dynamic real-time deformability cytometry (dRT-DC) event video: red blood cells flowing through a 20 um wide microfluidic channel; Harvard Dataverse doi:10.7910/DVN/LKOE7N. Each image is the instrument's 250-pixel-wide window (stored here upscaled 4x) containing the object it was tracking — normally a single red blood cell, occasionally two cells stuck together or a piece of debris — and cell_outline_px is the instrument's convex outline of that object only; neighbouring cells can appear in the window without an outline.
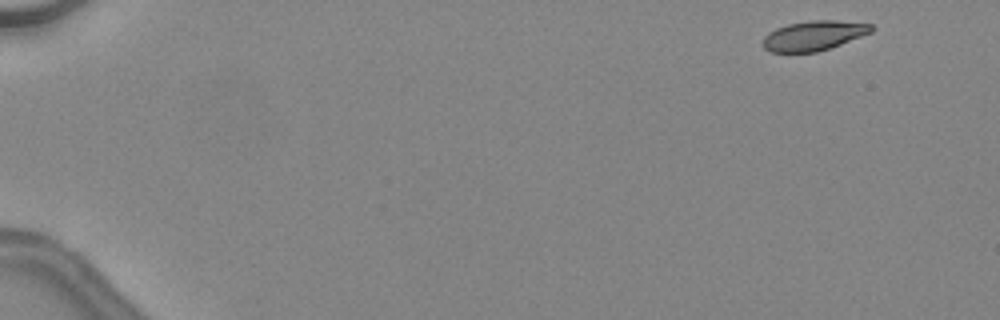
{"species": "common noctule bat (a hibernating species)", "species_latin": "Nyctalus noctula", "temperature_condition": "warm", "stored_images_in_passage": 45, "camera_frame_rate_fps": 3000, "um_per_image_px": 0.085, "animal": {"sex": "female", "body_mass_g": 24.6, "forearm_length_mm": 56.2}, "frame": {"image": 1, "passage_image": 2, "time_ms": 0.333, "image_size_px": [1000, 320], "cell_outline_px": [[876, 28], [872, 32], [840, 44], [816, 52], [768, 52], [764, 48], [764, 36], [768, 32], [776, 28], [788, 24], [812, 20], [836, 20], [872, 24]], "centroid_in_image_um": [69.18, 3.02], "position_along_channel_um": 15.8, "area_um2": 18.73}}
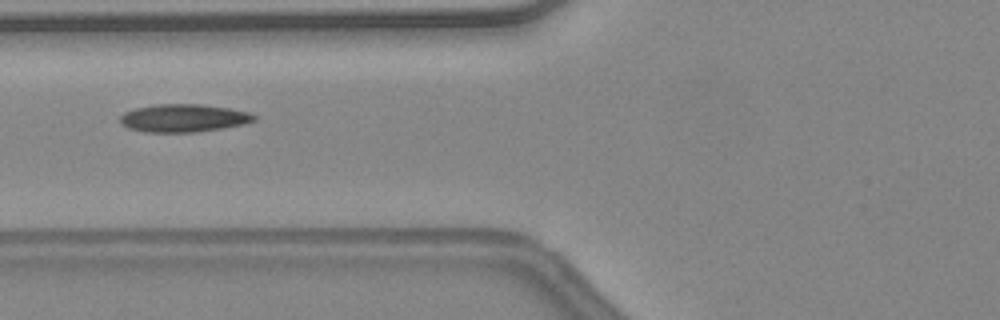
{"frame": {"image": 2, "passage_image": 19, "time_ms": 6.0, "image_size_px": [1000, 320], "cell_outline_px": [[256, 120], [244, 124], [196, 132], [144, 132], [128, 128], [120, 124], [120, 116], [124, 112], [136, 108], [156, 104], [200, 104], [232, 108], [248, 112], [256, 116]], "centroid_in_image_um": [15.59, 10.03], "position_along_channel_um": 110.2, "area_um2": 21.85}}
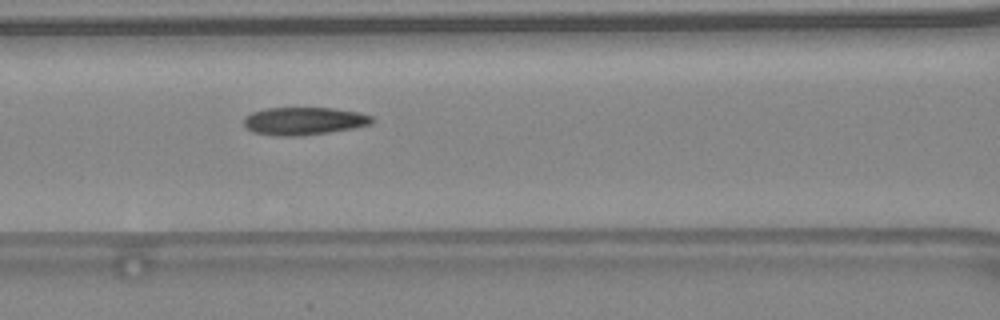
{"frame": {"image": 3, "passage_image": 21, "time_ms": 6.667, "image_size_px": [1000, 320], "cell_outline_px": [[376, 120], [372, 124], [352, 128], [304, 136], [276, 136], [252, 132], [244, 124], [244, 116], [252, 112], [264, 108], [332, 108], [360, 112], [372, 116]], "centroid_in_image_um": [25.84, 10.28], "position_along_channel_um": 140.8, "area_um2": 20.92}, "authors_computed_cell_mechanics": {"area_um2": 20.6346, "velocity_mm_per_s": 4.5285, "shape_relaxation_time_tau1_ms": null, "shape_relaxation_time_tau2_ms": 2.6039, "deformation_change_tau1": null, "deformation_change_tau2": 0.088}}